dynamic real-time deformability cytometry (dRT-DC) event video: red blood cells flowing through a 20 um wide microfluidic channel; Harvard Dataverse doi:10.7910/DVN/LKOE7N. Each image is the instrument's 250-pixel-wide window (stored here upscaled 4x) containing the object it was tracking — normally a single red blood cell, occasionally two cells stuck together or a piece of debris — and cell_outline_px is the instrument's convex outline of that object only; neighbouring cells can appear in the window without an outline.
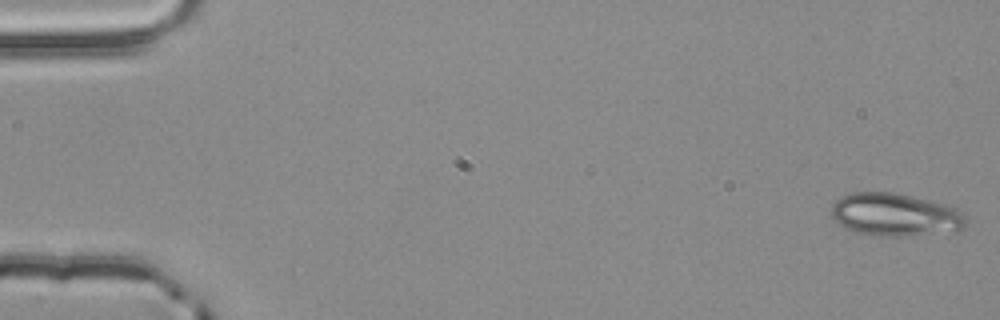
{"species": "common noctule bat (a hibernating species)", "species_latin": "Nyctalus noctula", "temperature_condition": "room temperature", "stored_images_in_passage": 54, "camera_frame_rate_fps": 3000, "um_per_image_px": 0.085, "animal": {"sex": "male", "body_mass_g": 20.4}, "frame": {"image": 1, "passage_image": 1, "time_ms": 0.0, "image_size_px": [1000, 320], "cell_outline_px": [[964, 228], [956, 232], [896, 236], [884, 236], [856, 232], [844, 228], [836, 224], [832, 216], [832, 204], [840, 196], [852, 192], [892, 192], [912, 196], [944, 204], [956, 208], [964, 216]], "centroid_in_image_um": [76.05, 18.25], "position_along_channel_um": 9.0, "area_um2": 33.64}}
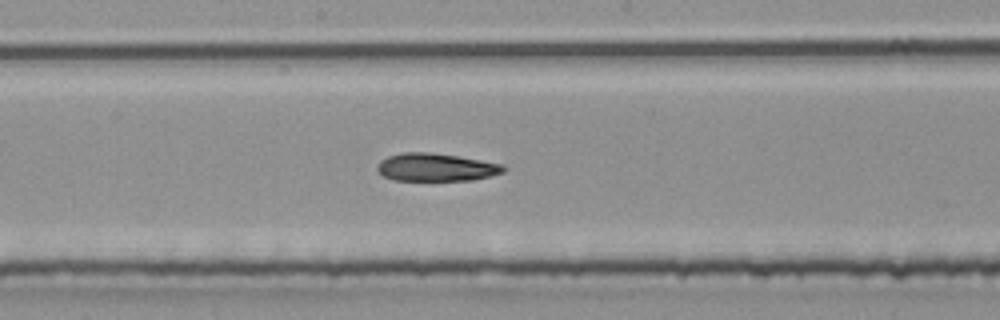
{"frame": {"image": 2, "passage_image": 29, "time_ms": 9.333, "image_size_px": [1000, 320], "cell_outline_px": [[504, 172], [492, 176], [472, 180], [392, 180], [384, 176], [376, 168], [376, 164], [380, 160], [388, 156], [404, 152], [428, 152], [456, 156], [504, 164]], "centroid_in_image_um": [37.04, 14.22], "position_along_channel_um": 211.2, "area_um2": 20.46}}
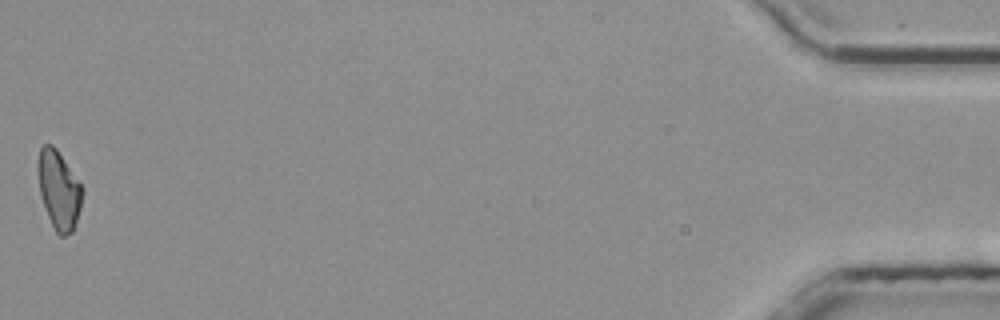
{"frame": {"image": 3, "passage_image": 54, "time_ms": 17.667, "image_size_px": [1000, 320], "cell_outline_px": [[84, 192], [80, 208], [72, 232], [64, 236], [60, 236], [56, 232], [48, 216], [40, 196], [36, 168], [36, 164], [40, 148], [44, 144], [52, 144], [56, 148], [84, 188]], "centroid_in_image_um": [4.98, 16.11], "position_along_channel_um": 430.2, "area_um2": 20.46}, "authors_computed_cell_mechanics": {"area_um2": 21.386, "velocity_mm_per_s": 3.8631, "shape_relaxation_time_tau1_ms": 3.2583, "shape_relaxation_time_tau2_ms": 6.1587, "deformation_change_tau1": 0.1209, "deformation_change_tau2": 0.1542}}